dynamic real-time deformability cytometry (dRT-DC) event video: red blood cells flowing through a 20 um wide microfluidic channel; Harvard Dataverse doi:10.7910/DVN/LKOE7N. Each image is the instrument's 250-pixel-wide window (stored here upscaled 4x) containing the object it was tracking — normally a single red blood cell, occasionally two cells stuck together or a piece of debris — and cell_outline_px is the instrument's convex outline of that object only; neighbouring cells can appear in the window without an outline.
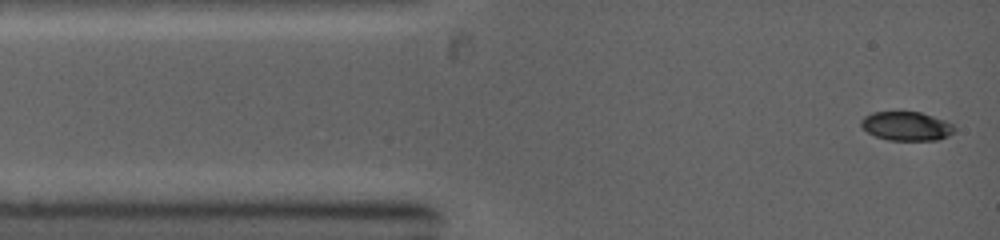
{"species": "common noctule bat (a hibernating species)", "species_latin": "Nyctalus noctula", "temperature_condition": "warm", "stored_images_in_passage": 8, "camera_frame_rate_fps": 5000, "um_per_image_px": 0.085, "animal": {"sex": "female", "body_mass_g": 19.0, "forearm_length_mm": 53.3}, "frame": {"image": 1, "passage_image": 1, "time_ms": 0.0, "image_size_px": [1000, 240], "cell_outline_px": [[956, 128], [948, 136], [936, 140], [888, 140], [876, 136], [868, 132], [860, 124], [860, 120], [864, 116], [872, 112], [920, 112], [944, 120], [952, 124]], "centroid_in_image_um": [77.03, 10.72], "position_along_channel_um": 8.0, "area_um2": 15.61}}
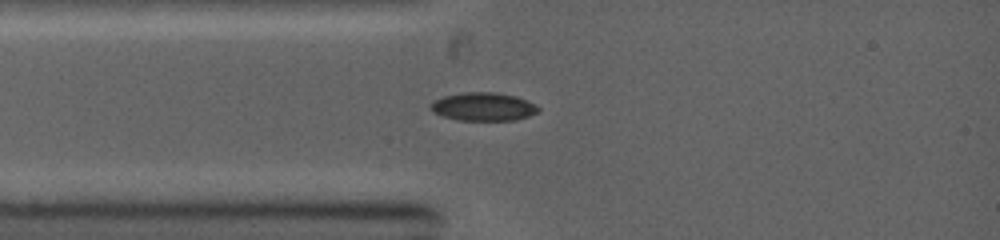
{"frame": {"image": 2, "passage_image": 7, "time_ms": 2.0, "image_size_px": [1000, 240], "cell_outline_px": [[540, 112], [516, 120], [460, 120], [444, 116], [432, 112], [428, 108], [432, 100], [444, 96], [460, 92], [496, 92], [516, 96], [536, 104], [540, 108]], "centroid_in_image_um": [41.07, 9.06], "position_along_channel_um": 43.9, "area_um2": 17.98}}